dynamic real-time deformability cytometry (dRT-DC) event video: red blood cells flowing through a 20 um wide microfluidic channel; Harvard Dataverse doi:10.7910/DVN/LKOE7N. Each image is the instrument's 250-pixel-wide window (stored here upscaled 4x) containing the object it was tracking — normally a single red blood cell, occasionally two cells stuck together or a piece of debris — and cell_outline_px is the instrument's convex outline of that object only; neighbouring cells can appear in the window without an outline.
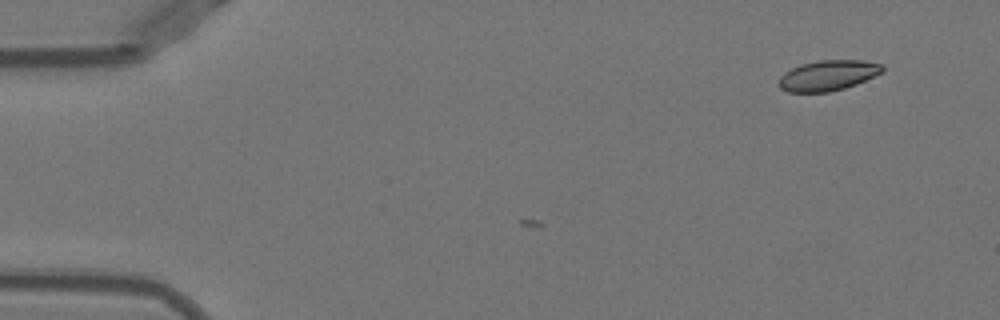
{"species": "Egyptian fruit bat (a non-hibernating species)", "species_latin": "Rousettus aegyptiacus", "temperature_condition": "warm", "stored_images_in_passage": 4, "camera_frame_rate_fps": 3000, "um_per_image_px": 0.085, "animal": {"sex": "female"}, "frame": {"image": 1, "passage_image": 4, "time_ms": 1.0, "image_size_px": [1000, 320], "cell_outline_px": [[884, 72], [856, 84], [844, 88], [828, 92], [788, 92], [780, 88], [776, 84], [780, 76], [784, 72], [800, 64], [820, 60], [864, 60], [884, 64]], "centroid_in_image_um": [70.38, 6.41], "position_along_channel_um": 14.6, "area_um2": 18.61}}